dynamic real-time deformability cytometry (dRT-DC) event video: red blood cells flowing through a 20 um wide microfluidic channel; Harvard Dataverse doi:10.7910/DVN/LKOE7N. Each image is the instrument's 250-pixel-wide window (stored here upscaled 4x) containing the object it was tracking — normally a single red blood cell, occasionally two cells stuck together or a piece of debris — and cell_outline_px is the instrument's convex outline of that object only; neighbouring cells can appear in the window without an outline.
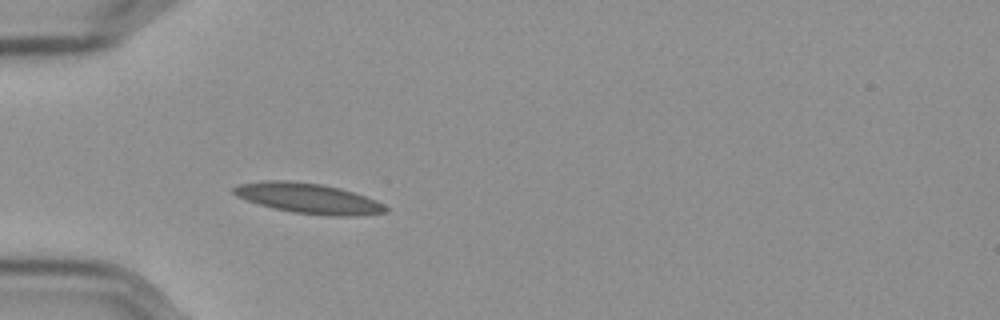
{"species": "Egyptian fruit bat (a non-hibernating species)", "species_latin": "Rousettus aegyptiacus", "temperature_condition": "cold", "stored_images_in_passage": 41, "camera_frame_rate_fps": 3000, "um_per_image_px": 0.085, "frame": {"image": 1, "passage_image": 1, "time_ms": 0.0, "image_size_px": [1000, 320], "cell_outline_px": [[388, 212], [356, 216], [324, 216], [292, 212], [272, 208], [236, 196], [232, 192], [232, 188], [240, 184], [268, 180], [288, 180], [320, 184], [340, 188], [376, 200], [384, 204], [388, 208]], "centroid_in_image_um": [26.23, 16.87], "position_along_channel_um": 58.8, "area_um2": 26.76}}
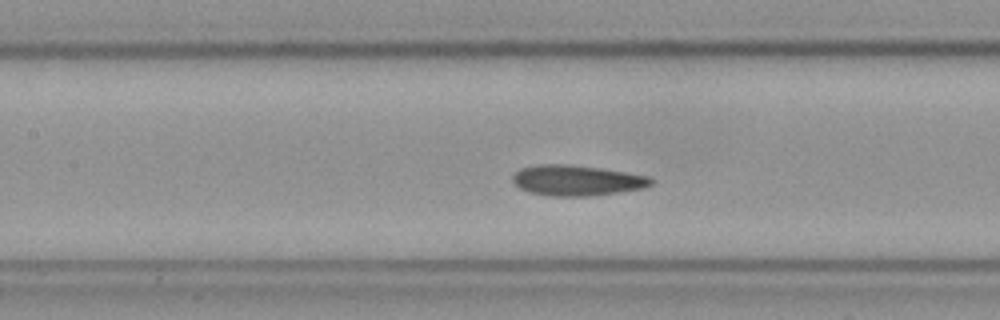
{"frame": {"image": 2, "passage_image": 10, "time_ms": 3.0, "image_size_px": [1000, 320], "cell_outline_px": [[656, 180], [652, 184], [644, 188], [620, 192], [588, 196], [548, 196], [528, 192], [520, 188], [512, 180], [512, 176], [520, 168], [540, 164], [564, 164], [600, 168], [652, 176]], "centroid_in_image_um": [49.07, 15.34], "position_along_channel_um": 158.3, "area_um2": 24.8}}
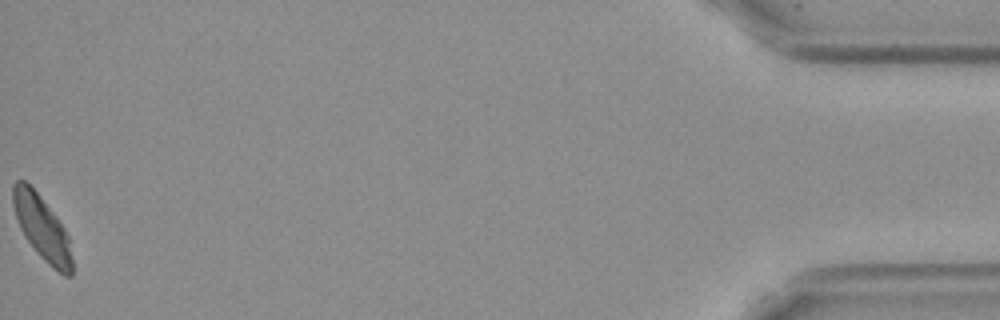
{"frame": {"image": 3, "passage_image": 41, "time_ms": 13.333, "image_size_px": [1000, 320], "cell_outline_px": [[72, 276], [64, 276], [48, 264], [36, 252], [20, 228], [12, 204], [12, 184], [16, 180], [24, 180], [36, 192], [56, 216], [64, 228], [68, 236], [72, 260]], "centroid_in_image_um": [3.56, 19.37], "position_along_channel_um": 431.6, "area_um2": 21.79}, "authors_computed_cell_mechanics": {"area_um2": 24.0448, "velocity_mm_per_s": 3.5284, "shape_relaxation_time_tau1_ms": 4.8964, "shape_relaxation_time_tau2_ms": 1.8838, "deformation_change_tau1": 0.14, "deformation_change_tau2": 0.074}}